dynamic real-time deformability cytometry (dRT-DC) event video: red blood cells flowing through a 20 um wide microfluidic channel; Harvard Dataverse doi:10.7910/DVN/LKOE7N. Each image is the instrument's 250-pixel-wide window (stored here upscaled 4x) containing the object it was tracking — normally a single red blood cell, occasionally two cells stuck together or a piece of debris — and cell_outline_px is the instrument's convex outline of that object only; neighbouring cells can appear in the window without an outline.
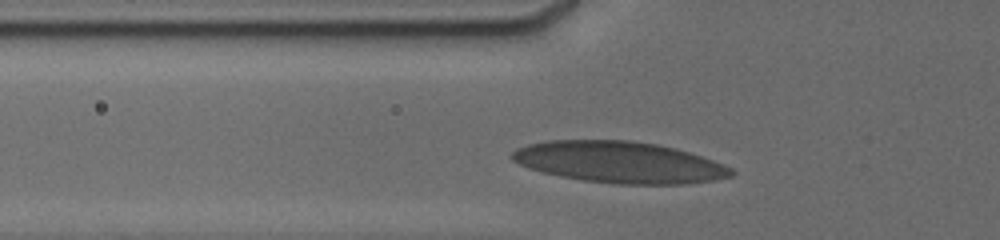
{"species": "human", "species_latin": "Homo sapiens", "temperature_condition": "cold", "stored_images_in_passage": 14, "camera_frame_rate_fps": 3000, "um_per_image_px": 0.085, "donor": {"sex": "male"}, "frame": {"image": 1, "passage_image": 3, "time_ms": 1.333, "image_size_px": [1000, 240], "cell_outline_px": [[736, 172], [732, 176], [712, 180], [684, 184], [616, 184], [580, 180], [560, 176], [544, 172], [520, 164], [512, 160], [508, 156], [516, 148], [528, 144], [548, 140], [628, 140], [656, 144], [676, 148], [724, 164], [732, 168]], "centroid_in_image_um": [52.64, 13.79], "position_along_channel_um": 73.2, "area_um2": 52.89}}
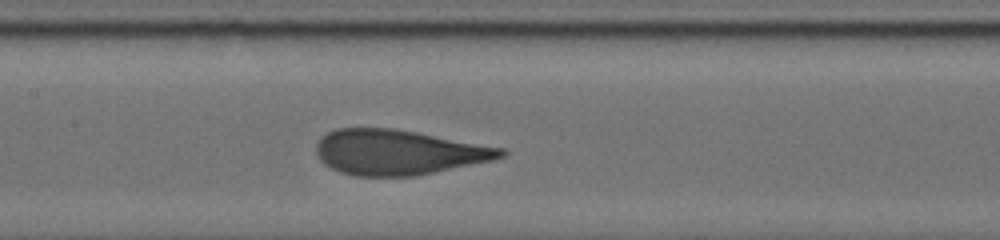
{"frame": {"image": 2, "passage_image": 8, "time_ms": 4.0, "image_size_px": [1000, 240], "cell_outline_px": [[508, 152], [504, 156], [492, 160], [416, 176], [356, 176], [340, 172], [324, 164], [316, 156], [316, 144], [320, 136], [336, 128], [396, 128], [504, 148]], "centroid_in_image_um": [33.83, 12.93], "position_along_channel_um": 173.6, "area_um2": 48.67}}
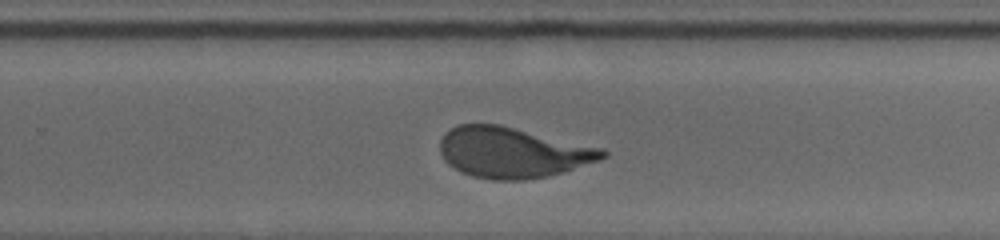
{"frame": {"image": 3, "passage_image": 14, "time_ms": 7.0, "image_size_px": [1000, 240], "cell_outline_px": [[608, 156], [600, 160], [564, 172], [548, 176], [524, 180], [492, 180], [472, 176], [460, 172], [448, 164], [444, 160], [440, 152], [440, 140], [452, 128], [460, 124], [500, 124], [604, 148], [608, 152]], "centroid_in_image_um": [43.61, 12.97], "position_along_channel_um": 286.2, "area_um2": 48.21}}